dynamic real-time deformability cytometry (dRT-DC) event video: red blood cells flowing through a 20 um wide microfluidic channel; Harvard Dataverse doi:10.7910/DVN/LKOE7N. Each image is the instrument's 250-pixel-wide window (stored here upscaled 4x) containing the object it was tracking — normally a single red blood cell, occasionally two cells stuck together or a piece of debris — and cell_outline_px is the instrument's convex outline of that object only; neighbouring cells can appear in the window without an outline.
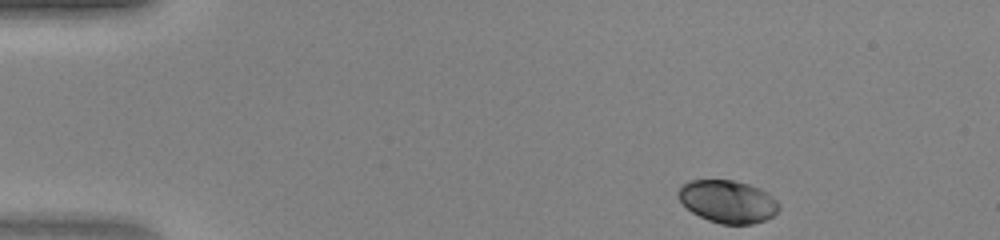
{"species": "human", "species_latin": "Homo sapiens", "temperature_condition": "warm", "stored_images_in_passage": 42, "camera_frame_rate_fps": 3000, "um_per_image_px": 0.085, "donor": {"sex": "female"}, "frame": {"image": 1, "passage_image": 1, "time_ms": 0.0, "image_size_px": [1000, 240], "cell_outline_px": [[780, 208], [772, 216], [764, 220], [752, 224], [720, 224], [708, 220], [692, 212], [676, 196], [676, 192], [684, 184], [692, 180], [732, 180], [748, 184], [760, 188], [768, 192], [780, 204]], "centroid_in_image_um": [61.87, 17.13], "position_along_channel_um": 23.1, "area_um2": 24.97}}
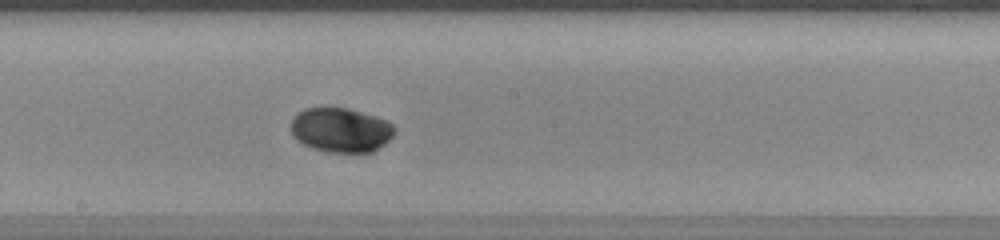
{"frame": {"image": 2, "passage_image": 21, "time_ms": 6.667, "image_size_px": [1000, 240], "cell_outline_px": [[396, 132], [384, 144], [372, 152], [328, 152], [312, 148], [304, 144], [292, 136], [292, 120], [296, 112], [304, 108], [348, 108], [388, 120], [396, 128]], "centroid_in_image_um": [28.98, 11.04], "position_along_channel_um": 219.2, "area_um2": 26.88}}
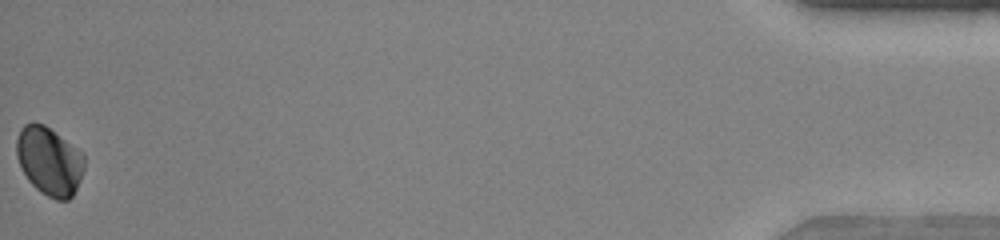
{"frame": {"image": 3, "passage_image": 42, "time_ms": 13.667, "image_size_px": [1000, 240], "cell_outline_px": [[84, 168], [80, 180], [72, 196], [68, 200], [56, 200], [40, 192], [28, 180], [16, 156], [16, 140], [20, 128], [24, 124], [32, 120], [44, 124], [80, 152], [84, 156]], "centroid_in_image_um": [4.16, 13.67], "position_along_channel_um": 431.0, "area_um2": 26.82}}